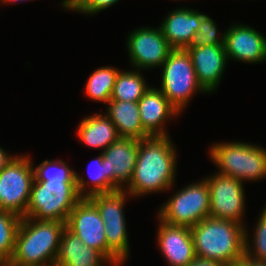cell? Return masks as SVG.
Listing matches in <instances>:
<instances>
[{
  "mask_svg": "<svg viewBox=\"0 0 266 266\" xmlns=\"http://www.w3.org/2000/svg\"><path fill=\"white\" fill-rule=\"evenodd\" d=\"M173 144L169 136L139 140L134 173L124 187L131 198L172 189L177 173V150Z\"/></svg>",
  "mask_w": 266,
  "mask_h": 266,
  "instance_id": "cell-1",
  "label": "cell"
},
{
  "mask_svg": "<svg viewBox=\"0 0 266 266\" xmlns=\"http://www.w3.org/2000/svg\"><path fill=\"white\" fill-rule=\"evenodd\" d=\"M263 208L256 222L254 236L251 235L252 242L249 240L248 228L245 227L244 255L255 261L266 262V205Z\"/></svg>",
  "mask_w": 266,
  "mask_h": 266,
  "instance_id": "cell-26",
  "label": "cell"
},
{
  "mask_svg": "<svg viewBox=\"0 0 266 266\" xmlns=\"http://www.w3.org/2000/svg\"><path fill=\"white\" fill-rule=\"evenodd\" d=\"M87 170L90 180L88 183L86 182L87 179L76 172V185L79 195L82 198H89L96 194L107 193V168L106 164H103L102 152L91 161Z\"/></svg>",
  "mask_w": 266,
  "mask_h": 266,
  "instance_id": "cell-24",
  "label": "cell"
},
{
  "mask_svg": "<svg viewBox=\"0 0 266 266\" xmlns=\"http://www.w3.org/2000/svg\"><path fill=\"white\" fill-rule=\"evenodd\" d=\"M33 167L30 155H17L0 172V210L25 216L35 179Z\"/></svg>",
  "mask_w": 266,
  "mask_h": 266,
  "instance_id": "cell-9",
  "label": "cell"
},
{
  "mask_svg": "<svg viewBox=\"0 0 266 266\" xmlns=\"http://www.w3.org/2000/svg\"><path fill=\"white\" fill-rule=\"evenodd\" d=\"M126 39L131 66L140 71L161 67L173 50L160 27L136 28Z\"/></svg>",
  "mask_w": 266,
  "mask_h": 266,
  "instance_id": "cell-11",
  "label": "cell"
},
{
  "mask_svg": "<svg viewBox=\"0 0 266 266\" xmlns=\"http://www.w3.org/2000/svg\"><path fill=\"white\" fill-rule=\"evenodd\" d=\"M77 127L76 134L80 142L94 149L104 151L120 138L114 123L106 114L95 113L86 116Z\"/></svg>",
  "mask_w": 266,
  "mask_h": 266,
  "instance_id": "cell-20",
  "label": "cell"
},
{
  "mask_svg": "<svg viewBox=\"0 0 266 266\" xmlns=\"http://www.w3.org/2000/svg\"><path fill=\"white\" fill-rule=\"evenodd\" d=\"M186 266H225V265L215 260L196 257Z\"/></svg>",
  "mask_w": 266,
  "mask_h": 266,
  "instance_id": "cell-31",
  "label": "cell"
},
{
  "mask_svg": "<svg viewBox=\"0 0 266 266\" xmlns=\"http://www.w3.org/2000/svg\"><path fill=\"white\" fill-rule=\"evenodd\" d=\"M105 114L114 123L118 135L124 138L146 139L137 102L109 100Z\"/></svg>",
  "mask_w": 266,
  "mask_h": 266,
  "instance_id": "cell-21",
  "label": "cell"
},
{
  "mask_svg": "<svg viewBox=\"0 0 266 266\" xmlns=\"http://www.w3.org/2000/svg\"><path fill=\"white\" fill-rule=\"evenodd\" d=\"M216 22L207 14L201 17V23L198 31L189 47L216 46L224 45V32L219 36ZM223 35V36H222Z\"/></svg>",
  "mask_w": 266,
  "mask_h": 266,
  "instance_id": "cell-28",
  "label": "cell"
},
{
  "mask_svg": "<svg viewBox=\"0 0 266 266\" xmlns=\"http://www.w3.org/2000/svg\"><path fill=\"white\" fill-rule=\"evenodd\" d=\"M79 1L80 0H63L60 4L62 8L70 11Z\"/></svg>",
  "mask_w": 266,
  "mask_h": 266,
  "instance_id": "cell-33",
  "label": "cell"
},
{
  "mask_svg": "<svg viewBox=\"0 0 266 266\" xmlns=\"http://www.w3.org/2000/svg\"><path fill=\"white\" fill-rule=\"evenodd\" d=\"M66 228L82 242L108 259V245L104 222L96 206L88 199L82 198L68 216Z\"/></svg>",
  "mask_w": 266,
  "mask_h": 266,
  "instance_id": "cell-13",
  "label": "cell"
},
{
  "mask_svg": "<svg viewBox=\"0 0 266 266\" xmlns=\"http://www.w3.org/2000/svg\"><path fill=\"white\" fill-rule=\"evenodd\" d=\"M139 139L120 137L103 152L107 168V193L124 189L133 176Z\"/></svg>",
  "mask_w": 266,
  "mask_h": 266,
  "instance_id": "cell-12",
  "label": "cell"
},
{
  "mask_svg": "<svg viewBox=\"0 0 266 266\" xmlns=\"http://www.w3.org/2000/svg\"><path fill=\"white\" fill-rule=\"evenodd\" d=\"M203 15L192 8H177L165 16L159 27L173 49H186L198 31Z\"/></svg>",
  "mask_w": 266,
  "mask_h": 266,
  "instance_id": "cell-18",
  "label": "cell"
},
{
  "mask_svg": "<svg viewBox=\"0 0 266 266\" xmlns=\"http://www.w3.org/2000/svg\"><path fill=\"white\" fill-rule=\"evenodd\" d=\"M127 197L130 200L131 195L120 189L88 198L96 206L104 222L108 260L114 266H122L130 256L126 217L123 211Z\"/></svg>",
  "mask_w": 266,
  "mask_h": 266,
  "instance_id": "cell-6",
  "label": "cell"
},
{
  "mask_svg": "<svg viewBox=\"0 0 266 266\" xmlns=\"http://www.w3.org/2000/svg\"><path fill=\"white\" fill-rule=\"evenodd\" d=\"M161 207L157 214L165 223L193 227L209 217L210 192L206 179L177 190Z\"/></svg>",
  "mask_w": 266,
  "mask_h": 266,
  "instance_id": "cell-8",
  "label": "cell"
},
{
  "mask_svg": "<svg viewBox=\"0 0 266 266\" xmlns=\"http://www.w3.org/2000/svg\"><path fill=\"white\" fill-rule=\"evenodd\" d=\"M20 221V216L0 210V266L7 265L12 258Z\"/></svg>",
  "mask_w": 266,
  "mask_h": 266,
  "instance_id": "cell-25",
  "label": "cell"
},
{
  "mask_svg": "<svg viewBox=\"0 0 266 266\" xmlns=\"http://www.w3.org/2000/svg\"><path fill=\"white\" fill-rule=\"evenodd\" d=\"M210 192L209 216L237 222L244 227L245 193L242 181L218 174L205 177Z\"/></svg>",
  "mask_w": 266,
  "mask_h": 266,
  "instance_id": "cell-10",
  "label": "cell"
},
{
  "mask_svg": "<svg viewBox=\"0 0 266 266\" xmlns=\"http://www.w3.org/2000/svg\"><path fill=\"white\" fill-rule=\"evenodd\" d=\"M119 71L118 68L112 66H103L94 70L84 87L86 96L92 101L107 104L111 99Z\"/></svg>",
  "mask_w": 266,
  "mask_h": 266,
  "instance_id": "cell-23",
  "label": "cell"
},
{
  "mask_svg": "<svg viewBox=\"0 0 266 266\" xmlns=\"http://www.w3.org/2000/svg\"><path fill=\"white\" fill-rule=\"evenodd\" d=\"M224 31V47L228 58L244 63L266 61V37L256 29L235 24Z\"/></svg>",
  "mask_w": 266,
  "mask_h": 266,
  "instance_id": "cell-14",
  "label": "cell"
},
{
  "mask_svg": "<svg viewBox=\"0 0 266 266\" xmlns=\"http://www.w3.org/2000/svg\"><path fill=\"white\" fill-rule=\"evenodd\" d=\"M17 157V154L10 155L9 153H7V151H5V149L3 150V148L0 146V172L14 159Z\"/></svg>",
  "mask_w": 266,
  "mask_h": 266,
  "instance_id": "cell-32",
  "label": "cell"
},
{
  "mask_svg": "<svg viewBox=\"0 0 266 266\" xmlns=\"http://www.w3.org/2000/svg\"><path fill=\"white\" fill-rule=\"evenodd\" d=\"M157 247L168 266H186L196 258L190 227L170 225L159 217Z\"/></svg>",
  "mask_w": 266,
  "mask_h": 266,
  "instance_id": "cell-15",
  "label": "cell"
},
{
  "mask_svg": "<svg viewBox=\"0 0 266 266\" xmlns=\"http://www.w3.org/2000/svg\"><path fill=\"white\" fill-rule=\"evenodd\" d=\"M103 265L114 266L100 251L86 246L82 240L67 228L63 230L54 266Z\"/></svg>",
  "mask_w": 266,
  "mask_h": 266,
  "instance_id": "cell-19",
  "label": "cell"
},
{
  "mask_svg": "<svg viewBox=\"0 0 266 266\" xmlns=\"http://www.w3.org/2000/svg\"><path fill=\"white\" fill-rule=\"evenodd\" d=\"M229 266H266V262L255 261L249 259L246 255H243L240 259L236 260L232 265Z\"/></svg>",
  "mask_w": 266,
  "mask_h": 266,
  "instance_id": "cell-30",
  "label": "cell"
},
{
  "mask_svg": "<svg viewBox=\"0 0 266 266\" xmlns=\"http://www.w3.org/2000/svg\"><path fill=\"white\" fill-rule=\"evenodd\" d=\"M118 1L120 0H80L70 11L91 16L115 5Z\"/></svg>",
  "mask_w": 266,
  "mask_h": 266,
  "instance_id": "cell-29",
  "label": "cell"
},
{
  "mask_svg": "<svg viewBox=\"0 0 266 266\" xmlns=\"http://www.w3.org/2000/svg\"><path fill=\"white\" fill-rule=\"evenodd\" d=\"M218 174L242 182L263 180L266 177V149L247 142L213 143L209 148Z\"/></svg>",
  "mask_w": 266,
  "mask_h": 266,
  "instance_id": "cell-4",
  "label": "cell"
},
{
  "mask_svg": "<svg viewBox=\"0 0 266 266\" xmlns=\"http://www.w3.org/2000/svg\"><path fill=\"white\" fill-rule=\"evenodd\" d=\"M197 80L207 93H214L228 61L224 45L187 47Z\"/></svg>",
  "mask_w": 266,
  "mask_h": 266,
  "instance_id": "cell-16",
  "label": "cell"
},
{
  "mask_svg": "<svg viewBox=\"0 0 266 266\" xmlns=\"http://www.w3.org/2000/svg\"><path fill=\"white\" fill-rule=\"evenodd\" d=\"M82 199L76 181H33L24 217L66 223Z\"/></svg>",
  "mask_w": 266,
  "mask_h": 266,
  "instance_id": "cell-5",
  "label": "cell"
},
{
  "mask_svg": "<svg viewBox=\"0 0 266 266\" xmlns=\"http://www.w3.org/2000/svg\"><path fill=\"white\" fill-rule=\"evenodd\" d=\"M66 223L21 218L15 248L5 266H54Z\"/></svg>",
  "mask_w": 266,
  "mask_h": 266,
  "instance_id": "cell-2",
  "label": "cell"
},
{
  "mask_svg": "<svg viewBox=\"0 0 266 266\" xmlns=\"http://www.w3.org/2000/svg\"><path fill=\"white\" fill-rule=\"evenodd\" d=\"M23 1L25 2V1H29V0H0V3H2V4H7V3L12 4L13 3L14 4V3H18V2L21 3Z\"/></svg>",
  "mask_w": 266,
  "mask_h": 266,
  "instance_id": "cell-34",
  "label": "cell"
},
{
  "mask_svg": "<svg viewBox=\"0 0 266 266\" xmlns=\"http://www.w3.org/2000/svg\"><path fill=\"white\" fill-rule=\"evenodd\" d=\"M35 181H76V171L63 160H44L33 167Z\"/></svg>",
  "mask_w": 266,
  "mask_h": 266,
  "instance_id": "cell-27",
  "label": "cell"
},
{
  "mask_svg": "<svg viewBox=\"0 0 266 266\" xmlns=\"http://www.w3.org/2000/svg\"><path fill=\"white\" fill-rule=\"evenodd\" d=\"M132 70L119 71L110 100L138 102L149 89L140 70Z\"/></svg>",
  "mask_w": 266,
  "mask_h": 266,
  "instance_id": "cell-22",
  "label": "cell"
},
{
  "mask_svg": "<svg viewBox=\"0 0 266 266\" xmlns=\"http://www.w3.org/2000/svg\"><path fill=\"white\" fill-rule=\"evenodd\" d=\"M190 230L196 257L229 266L244 255L245 227L237 222L209 216Z\"/></svg>",
  "mask_w": 266,
  "mask_h": 266,
  "instance_id": "cell-3",
  "label": "cell"
},
{
  "mask_svg": "<svg viewBox=\"0 0 266 266\" xmlns=\"http://www.w3.org/2000/svg\"><path fill=\"white\" fill-rule=\"evenodd\" d=\"M161 67L163 73L159 89L179 113L185 110L195 93H207L197 80L186 49H173Z\"/></svg>",
  "mask_w": 266,
  "mask_h": 266,
  "instance_id": "cell-7",
  "label": "cell"
},
{
  "mask_svg": "<svg viewBox=\"0 0 266 266\" xmlns=\"http://www.w3.org/2000/svg\"><path fill=\"white\" fill-rule=\"evenodd\" d=\"M144 131L151 136H169L166 121L179 117L180 113L170 104L159 88L149 87L137 102Z\"/></svg>",
  "mask_w": 266,
  "mask_h": 266,
  "instance_id": "cell-17",
  "label": "cell"
}]
</instances>
